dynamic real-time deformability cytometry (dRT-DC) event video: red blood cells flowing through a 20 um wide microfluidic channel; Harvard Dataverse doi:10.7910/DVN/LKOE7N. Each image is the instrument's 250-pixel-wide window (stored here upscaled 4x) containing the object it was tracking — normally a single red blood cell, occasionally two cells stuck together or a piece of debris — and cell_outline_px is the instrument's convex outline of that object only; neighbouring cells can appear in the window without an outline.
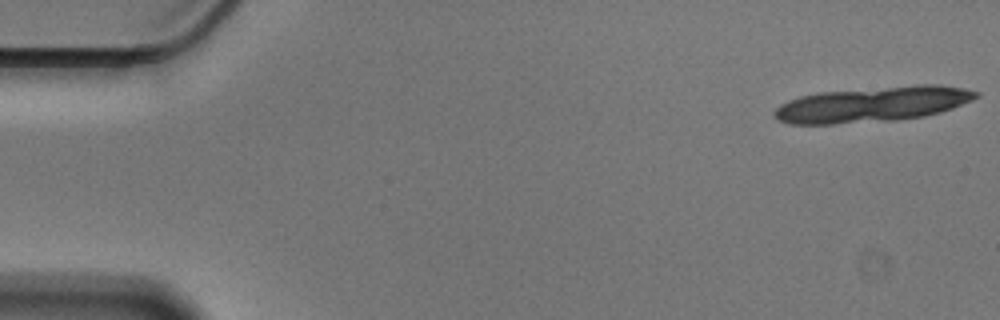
{"species": "Egyptian fruit bat (a non-hibernating species)", "species_latin": "Rousettus aegyptiacus", "temperature_condition": "cold", "stored_images_in_passage": 18, "segment_of_instrument_passage": [1, 2], "camera_frame_rate_fps": 3000, "um_per_image_px": 0.085, "animal": {"sex": "male"}, "frame": {"image": 1, "passage_image": 1, "time_ms": 0.0, "image_size_px": [1000, 320], "cell_outline_px": [[972, 96], [948, 108], [916, 116], [812, 124], [784, 120], [776, 116], [776, 112], [780, 108], [796, 100], [808, 96], [844, 92], [900, 88], [952, 88], [972, 92]], "centroid_in_image_um": [74.02, 8.91], "position_along_channel_um": 11.0, "area_um2": 34.62}}